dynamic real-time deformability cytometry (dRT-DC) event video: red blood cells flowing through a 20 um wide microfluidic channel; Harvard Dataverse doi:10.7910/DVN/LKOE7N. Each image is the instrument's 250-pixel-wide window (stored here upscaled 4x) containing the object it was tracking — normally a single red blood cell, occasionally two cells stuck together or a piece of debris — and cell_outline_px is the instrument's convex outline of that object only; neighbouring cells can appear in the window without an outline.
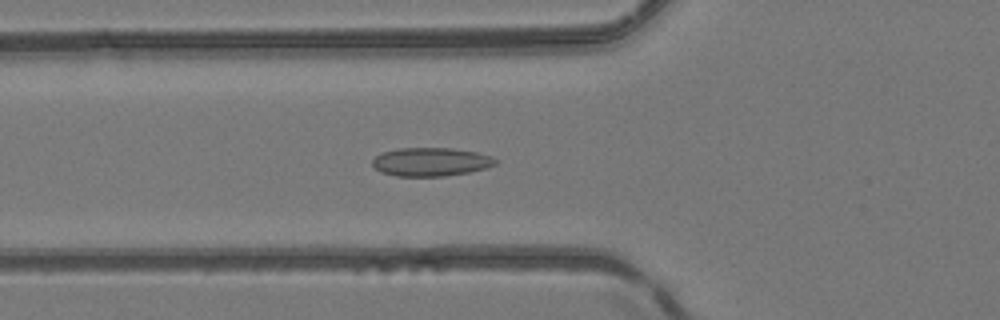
{"species": "common noctule bat (a hibernating species)", "species_latin": "Nyctalus noctula", "temperature_condition": "room temperature", "stored_images_in_passage": 51, "camera_frame_rate_fps": 3000, "um_per_image_px": 0.085, "animal": {"sex": "female", "body_mass_g": 24.6, "forearm_length_mm": 56.2}, "frame": {"image": 1, "passage_image": 19, "time_ms": 6.0, "image_size_px": [1000, 320], "cell_outline_px": [[496, 164], [488, 168], [468, 172], [444, 176], [396, 176], [380, 172], [372, 164], [372, 160], [376, 156], [384, 152], [400, 148], [452, 148], [476, 152], [492, 156], [496, 160]], "centroid_in_image_um": [36.63, 13.76], "position_along_channel_um": 89.2, "area_um2": 20.4}}
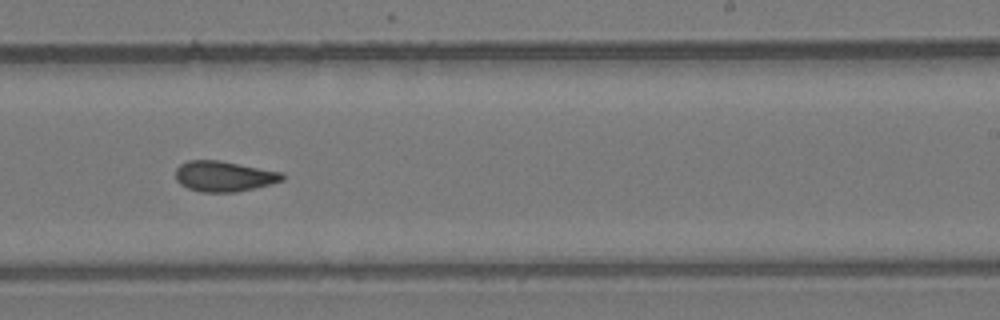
{"frame": {"image": 2, "passage_image": 32, "time_ms": 10.333, "image_size_px": [1000, 320], "cell_outline_px": [[284, 180], [236, 192], [200, 192], [188, 188], [180, 184], [176, 180], [176, 168], [180, 164], [188, 160], [220, 160], [284, 172]], "centroid_in_image_um": [19.03, 14.97], "position_along_channel_um": 270.0, "area_um2": 19.02}}
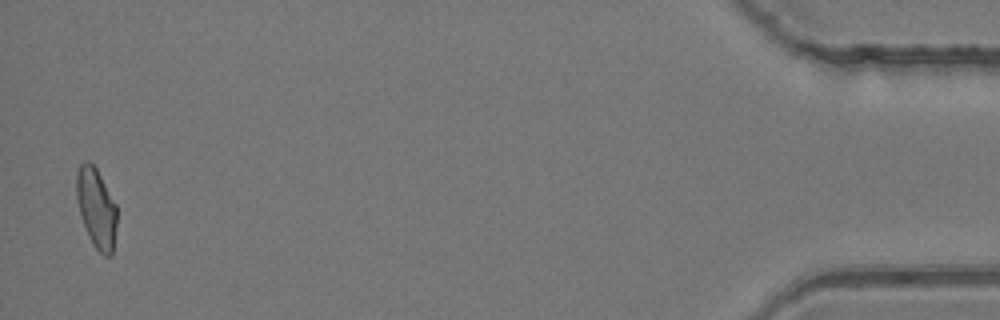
{"frame": {"image": 3, "passage_image": 50, "time_ms": 16.333, "image_size_px": [1000, 320], "cell_outline_px": [[116, 224], [112, 256], [104, 256], [92, 244], [84, 224], [80, 212], [76, 196], [76, 172], [80, 164], [84, 160], [88, 160], [96, 168], [116, 204]], "centroid_in_image_um": [8.18, 17.66], "position_along_channel_um": 427.0, "area_um2": 18.61}, "authors_computed_cell_mechanics": {"area_um2": 19.1318, "velocity_mm_per_s": 4.1574, "shape_relaxation_time_tau1_ms": null, "shape_relaxation_time_tau2_ms": 1.8607, "deformation_change_tau1": null, "deformation_change_tau2": 0.0754}}